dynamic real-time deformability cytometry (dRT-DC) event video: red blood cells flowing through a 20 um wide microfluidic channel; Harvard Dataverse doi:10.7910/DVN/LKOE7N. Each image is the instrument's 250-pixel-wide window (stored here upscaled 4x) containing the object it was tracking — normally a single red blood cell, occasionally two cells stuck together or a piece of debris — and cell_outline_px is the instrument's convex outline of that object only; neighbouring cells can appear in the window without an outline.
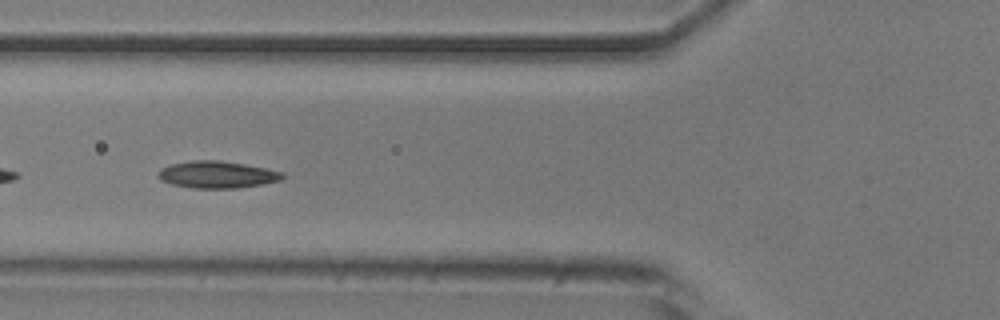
{"species": "common noctule bat (a hibernating species)", "species_latin": "Nyctalus noctula", "temperature_condition": "room temperature", "stored_images_in_passage": 9, "camera_frame_rate_fps": 3000, "um_per_image_px": 0.085, "animal": {"sex": "male", "body_mass_g": 20.5, "forearm_length_mm": 52.5}, "frame": {"image": 1, "passage_image": 6, "time_ms": 1.667, "image_size_px": [1000, 320], "cell_outline_px": [[284, 176], [280, 180], [260, 184], [236, 188], [192, 188], [172, 184], [160, 180], [156, 176], [160, 168], [172, 164], [192, 160], [216, 160], [244, 164], [284, 172]], "centroid_in_image_um": [18.4, 14.84], "position_along_channel_um": 107.4, "area_um2": 19.42}}
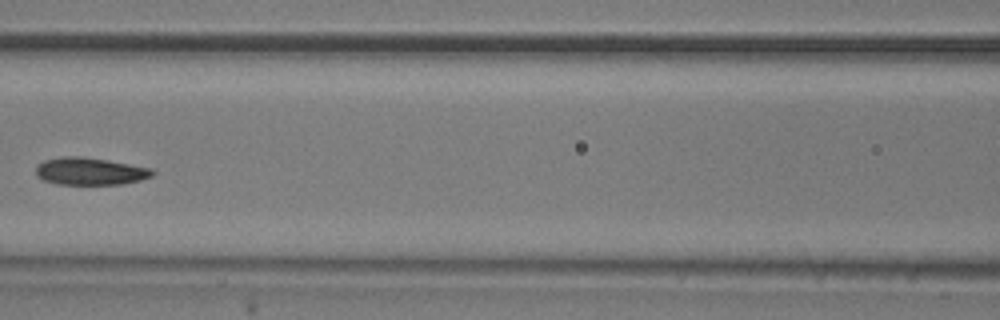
{"frame": {"image": 2, "passage_image": 7, "time_ms": 2.0, "image_size_px": [1000, 320], "cell_outline_px": [[156, 172], [152, 176], [140, 180], [124, 184], [56, 184], [44, 180], [36, 176], [36, 164], [44, 160], [64, 156], [80, 156], [108, 160], [152, 168]], "centroid_in_image_um": [7.65, 14.55], "position_along_channel_um": 158.9, "area_um2": 18.73}}
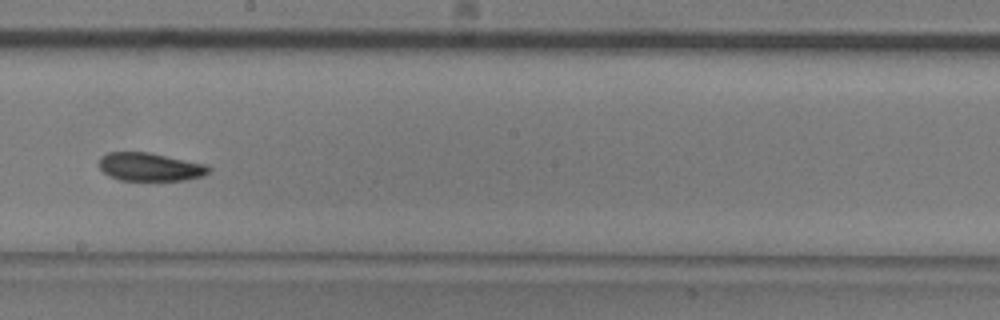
{"frame": {"image": 3, "passage_image": 9, "time_ms": 2.667, "image_size_px": [1000, 320], "cell_outline_px": [[212, 168], [204, 176], [184, 180], [120, 180], [108, 176], [100, 168], [100, 156], [108, 152], [148, 152], [208, 164]], "centroid_in_image_um": [12.78, 14.18], "position_along_channel_um": 235.4, "area_um2": 18.15}}